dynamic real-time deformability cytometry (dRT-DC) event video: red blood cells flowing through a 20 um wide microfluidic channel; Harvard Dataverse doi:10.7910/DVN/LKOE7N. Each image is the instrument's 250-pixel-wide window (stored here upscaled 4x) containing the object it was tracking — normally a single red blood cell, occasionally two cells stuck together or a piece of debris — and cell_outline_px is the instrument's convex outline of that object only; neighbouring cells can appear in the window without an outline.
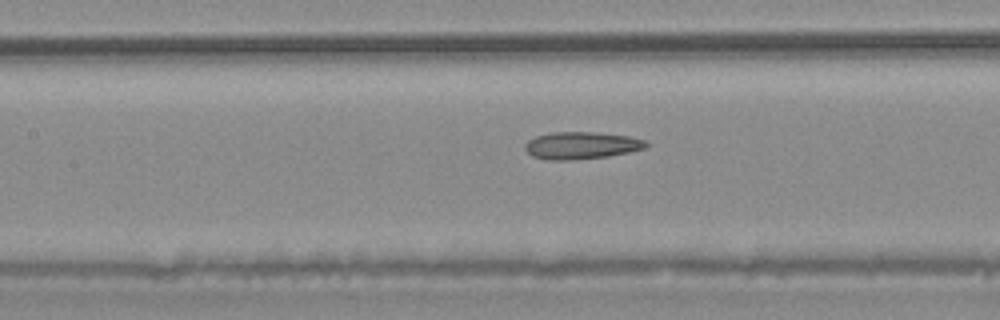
{"species": "common noctule bat (a hibernating species)", "species_latin": "Nyctalus noctula", "temperature_condition": "warm", "stored_images_in_passage": 35, "camera_frame_rate_fps": 3000, "um_per_image_px": 0.085, "animal": {"sex": "male", "body_mass_g": 20.4}, "frame": {"image": 1, "passage_image": 20, "time_ms": 6.333, "image_size_px": [1000, 320], "cell_outline_px": [[648, 144], [644, 148], [628, 152], [608, 156], [572, 160], [548, 160], [532, 156], [524, 148], [524, 144], [528, 140], [536, 136], [552, 132], [596, 132], [628, 136], [644, 140]], "centroid_in_image_um": [49.37, 12.36], "position_along_channel_um": 158.0, "area_um2": 19.13}}